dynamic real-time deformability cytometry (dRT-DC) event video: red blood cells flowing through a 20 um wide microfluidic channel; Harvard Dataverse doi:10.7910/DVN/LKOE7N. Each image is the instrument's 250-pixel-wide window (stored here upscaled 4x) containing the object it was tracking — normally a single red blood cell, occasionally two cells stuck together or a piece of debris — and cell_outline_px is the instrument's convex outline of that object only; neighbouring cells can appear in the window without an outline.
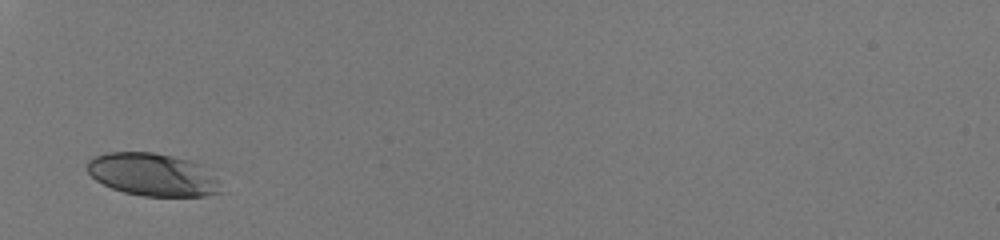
{"species": "human", "species_latin": "Homo sapiens", "temperature_condition": "room temperature", "stored_images_in_passage": 26, "camera_frame_rate_fps": 3000, "um_per_image_px": 0.085, "donor": {"sex": "male"}, "frame": {"image": 1, "passage_image": 1, "time_ms": 0.0, "image_size_px": [1000, 240], "cell_outline_px": [[224, 192], [204, 196], [144, 196], [124, 192], [112, 188], [96, 180], [84, 168], [88, 160], [96, 156], [108, 152], [152, 152], [192, 160], [204, 164], [220, 180]], "centroid_in_image_um": [13.05, 14.84], "position_along_channel_um": 71.9, "area_um2": 33.93}}
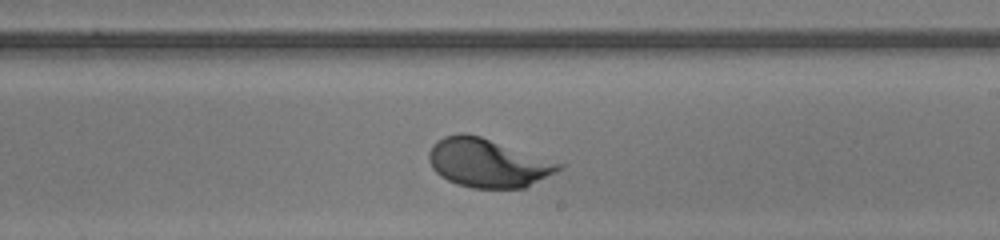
{"frame": {"image": 2, "passage_image": 15, "time_ms": 4.667, "image_size_px": [1000, 240], "cell_outline_px": [[564, 168], [524, 188], [472, 188], [456, 184], [440, 176], [432, 168], [428, 160], [428, 152], [432, 144], [436, 140], [444, 136], [460, 132], [464, 132], [480, 136], [564, 164]], "centroid_in_image_um": [41.42, 13.84], "position_along_channel_um": 247.6, "area_um2": 36.88}}
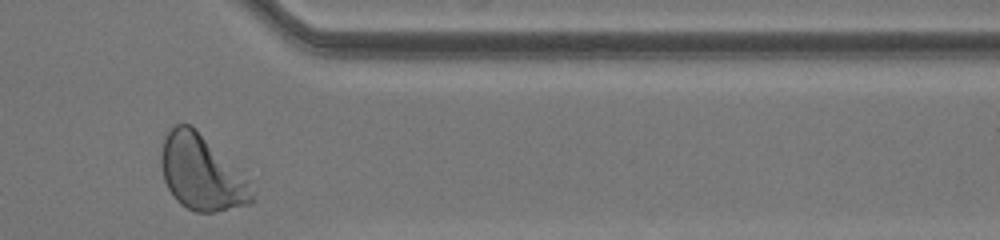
{"frame": {"image": 3, "passage_image": 26, "time_ms": 8.333, "image_size_px": [1000, 240], "cell_outline_px": [[252, 204], [212, 212], [196, 212], [180, 204], [176, 200], [168, 188], [164, 180], [160, 164], [160, 152], [164, 140], [168, 132], [176, 124], [188, 124], [248, 180], [252, 196]], "centroid_in_image_um": [17.07, 14.74], "position_along_channel_um": 394.3, "area_um2": 38.38}, "authors_computed_cell_mechanics": {"area_um2": 35.4892, "velocity_mm_per_s": 4.0441, "shape_relaxation_time_tau1_ms": 1.55, "shape_relaxation_time_tau2_ms": null, "deformation_change_tau1": 0.1196, "deformation_change_tau2": null}}